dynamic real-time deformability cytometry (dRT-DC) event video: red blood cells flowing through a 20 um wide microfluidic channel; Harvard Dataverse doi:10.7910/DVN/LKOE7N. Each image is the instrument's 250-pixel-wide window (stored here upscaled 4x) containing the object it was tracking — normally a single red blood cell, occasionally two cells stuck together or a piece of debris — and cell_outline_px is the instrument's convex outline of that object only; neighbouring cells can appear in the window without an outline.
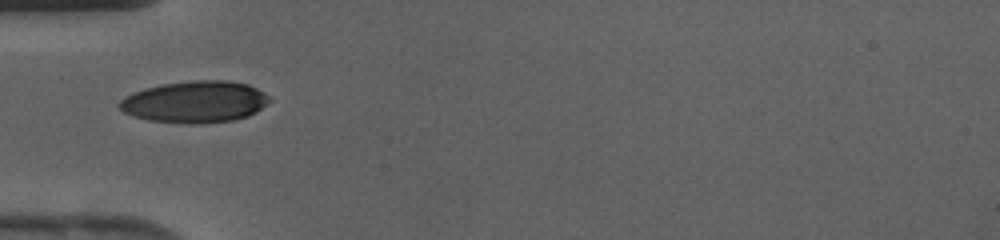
{"species": "human", "species_latin": "Homo sapiens", "temperature_condition": "cold", "stored_images_in_passage": 26, "camera_frame_rate_fps": 3000, "um_per_image_px": 0.085, "donor": {"sex": "female"}, "frame": {"image": 1, "passage_image": 2, "time_ms": 0.333, "image_size_px": [1000, 240], "cell_outline_px": [[272, 100], [268, 104], [256, 112], [248, 116], [232, 120], [200, 124], [188, 124], [148, 120], [132, 116], [124, 112], [116, 104], [120, 100], [136, 92], [148, 88], [164, 84], [196, 80], [224, 80], [248, 84], [264, 92]], "centroid_in_image_um": [16.61, 8.67], "position_along_channel_um": 68.4, "area_um2": 36.36}}
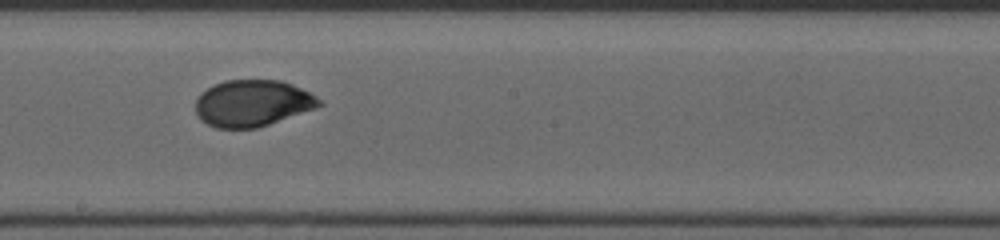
{"frame": {"image": 2, "passage_image": 12, "time_ms": 3.667, "image_size_px": [1000, 240], "cell_outline_px": [[324, 104], [316, 108], [256, 128], [216, 128], [200, 120], [196, 112], [196, 100], [200, 92], [212, 84], [224, 80], [280, 80], [292, 84], [316, 96]], "centroid_in_image_um": [21.43, 8.76], "position_along_channel_um": 226.8, "area_um2": 33.58}}
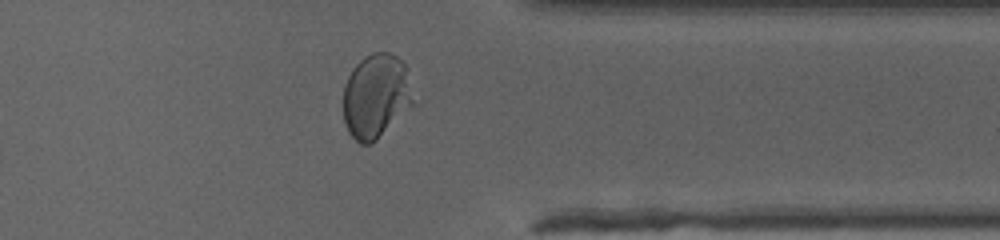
{"frame": {"image": 3, "passage_image": 22, "time_ms": 7.0, "image_size_px": [1000, 240], "cell_outline_px": [[412, 104], [376, 140], [368, 144], [360, 144], [348, 132], [344, 120], [344, 84], [352, 68], [364, 56], [372, 52], [388, 52], [396, 56], [408, 68], [412, 100]], "centroid_in_image_um": [31.93, 8.13], "position_along_channel_um": 379.5, "area_um2": 34.04}}